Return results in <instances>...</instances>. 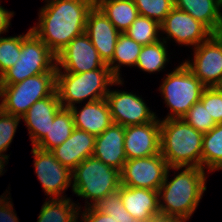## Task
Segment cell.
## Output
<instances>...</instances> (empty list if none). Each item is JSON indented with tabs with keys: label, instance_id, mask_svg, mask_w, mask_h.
Instances as JSON below:
<instances>
[{
	"label": "cell",
	"instance_id": "obj_1",
	"mask_svg": "<svg viewBox=\"0 0 222 222\" xmlns=\"http://www.w3.org/2000/svg\"><path fill=\"white\" fill-rule=\"evenodd\" d=\"M40 9L37 26L31 30L57 55L68 43L85 32L95 0H47Z\"/></svg>",
	"mask_w": 222,
	"mask_h": 222
},
{
	"label": "cell",
	"instance_id": "obj_2",
	"mask_svg": "<svg viewBox=\"0 0 222 222\" xmlns=\"http://www.w3.org/2000/svg\"><path fill=\"white\" fill-rule=\"evenodd\" d=\"M171 169L176 175L168 181ZM175 170L178 173H175ZM206 178L205 170L200 167H169L165 180L158 190L160 214L190 219L207 190Z\"/></svg>",
	"mask_w": 222,
	"mask_h": 222
},
{
	"label": "cell",
	"instance_id": "obj_3",
	"mask_svg": "<svg viewBox=\"0 0 222 222\" xmlns=\"http://www.w3.org/2000/svg\"><path fill=\"white\" fill-rule=\"evenodd\" d=\"M204 133L182 118L160 119V153L169 167H200Z\"/></svg>",
	"mask_w": 222,
	"mask_h": 222
},
{
	"label": "cell",
	"instance_id": "obj_4",
	"mask_svg": "<svg viewBox=\"0 0 222 222\" xmlns=\"http://www.w3.org/2000/svg\"><path fill=\"white\" fill-rule=\"evenodd\" d=\"M122 85L107 64L83 73L56 72V91L63 108H71L81 102H93L103 98L109 92L110 85ZM109 86V87H108Z\"/></svg>",
	"mask_w": 222,
	"mask_h": 222
},
{
	"label": "cell",
	"instance_id": "obj_5",
	"mask_svg": "<svg viewBox=\"0 0 222 222\" xmlns=\"http://www.w3.org/2000/svg\"><path fill=\"white\" fill-rule=\"evenodd\" d=\"M120 185V171L94 156L86 158L72 170V191L87 200L85 208L95 206L103 197L118 191Z\"/></svg>",
	"mask_w": 222,
	"mask_h": 222
},
{
	"label": "cell",
	"instance_id": "obj_6",
	"mask_svg": "<svg viewBox=\"0 0 222 222\" xmlns=\"http://www.w3.org/2000/svg\"><path fill=\"white\" fill-rule=\"evenodd\" d=\"M19 60L0 77V85H11L42 73L57 72V57L31 31L21 43Z\"/></svg>",
	"mask_w": 222,
	"mask_h": 222
},
{
	"label": "cell",
	"instance_id": "obj_7",
	"mask_svg": "<svg viewBox=\"0 0 222 222\" xmlns=\"http://www.w3.org/2000/svg\"><path fill=\"white\" fill-rule=\"evenodd\" d=\"M205 86L181 63L173 71L166 74L159 91L170 108V113L164 119L182 118L188 110L200 101Z\"/></svg>",
	"mask_w": 222,
	"mask_h": 222
},
{
	"label": "cell",
	"instance_id": "obj_8",
	"mask_svg": "<svg viewBox=\"0 0 222 222\" xmlns=\"http://www.w3.org/2000/svg\"><path fill=\"white\" fill-rule=\"evenodd\" d=\"M56 91V73H42L22 82L0 85V108L22 118L33 103Z\"/></svg>",
	"mask_w": 222,
	"mask_h": 222
},
{
	"label": "cell",
	"instance_id": "obj_9",
	"mask_svg": "<svg viewBox=\"0 0 222 222\" xmlns=\"http://www.w3.org/2000/svg\"><path fill=\"white\" fill-rule=\"evenodd\" d=\"M193 61L183 63L205 87H222V37L212 34L193 48Z\"/></svg>",
	"mask_w": 222,
	"mask_h": 222
},
{
	"label": "cell",
	"instance_id": "obj_10",
	"mask_svg": "<svg viewBox=\"0 0 222 222\" xmlns=\"http://www.w3.org/2000/svg\"><path fill=\"white\" fill-rule=\"evenodd\" d=\"M169 166L162 154L126 160L120 172L121 185L158 191Z\"/></svg>",
	"mask_w": 222,
	"mask_h": 222
},
{
	"label": "cell",
	"instance_id": "obj_11",
	"mask_svg": "<svg viewBox=\"0 0 222 222\" xmlns=\"http://www.w3.org/2000/svg\"><path fill=\"white\" fill-rule=\"evenodd\" d=\"M31 152L34 156L35 173L45 195L49 199L67 198L63 193L72 186V171L62 165L51 151L33 146Z\"/></svg>",
	"mask_w": 222,
	"mask_h": 222
},
{
	"label": "cell",
	"instance_id": "obj_12",
	"mask_svg": "<svg viewBox=\"0 0 222 222\" xmlns=\"http://www.w3.org/2000/svg\"><path fill=\"white\" fill-rule=\"evenodd\" d=\"M113 123L133 126L155 121L156 112L150 110L141 96L133 92L109 90L106 95Z\"/></svg>",
	"mask_w": 222,
	"mask_h": 222
},
{
	"label": "cell",
	"instance_id": "obj_13",
	"mask_svg": "<svg viewBox=\"0 0 222 222\" xmlns=\"http://www.w3.org/2000/svg\"><path fill=\"white\" fill-rule=\"evenodd\" d=\"M56 57L57 72L79 74L100 69L106 65L85 32L72 39Z\"/></svg>",
	"mask_w": 222,
	"mask_h": 222
},
{
	"label": "cell",
	"instance_id": "obj_14",
	"mask_svg": "<svg viewBox=\"0 0 222 222\" xmlns=\"http://www.w3.org/2000/svg\"><path fill=\"white\" fill-rule=\"evenodd\" d=\"M161 33L166 43L174 39L175 43L185 46L197 47L200 43L207 40L213 33L200 21L194 19L190 14L176 8L160 23Z\"/></svg>",
	"mask_w": 222,
	"mask_h": 222
},
{
	"label": "cell",
	"instance_id": "obj_15",
	"mask_svg": "<svg viewBox=\"0 0 222 222\" xmlns=\"http://www.w3.org/2000/svg\"><path fill=\"white\" fill-rule=\"evenodd\" d=\"M124 148L127 160L160 153V120L125 127Z\"/></svg>",
	"mask_w": 222,
	"mask_h": 222
},
{
	"label": "cell",
	"instance_id": "obj_16",
	"mask_svg": "<svg viewBox=\"0 0 222 222\" xmlns=\"http://www.w3.org/2000/svg\"><path fill=\"white\" fill-rule=\"evenodd\" d=\"M85 33L107 64L112 59L120 32L96 5L88 13Z\"/></svg>",
	"mask_w": 222,
	"mask_h": 222
},
{
	"label": "cell",
	"instance_id": "obj_17",
	"mask_svg": "<svg viewBox=\"0 0 222 222\" xmlns=\"http://www.w3.org/2000/svg\"><path fill=\"white\" fill-rule=\"evenodd\" d=\"M62 108L57 91L33 103L22 117L32 142L36 146L47 134L56 113Z\"/></svg>",
	"mask_w": 222,
	"mask_h": 222
},
{
	"label": "cell",
	"instance_id": "obj_18",
	"mask_svg": "<svg viewBox=\"0 0 222 222\" xmlns=\"http://www.w3.org/2000/svg\"><path fill=\"white\" fill-rule=\"evenodd\" d=\"M124 139L125 127L112 123L102 134L96 136L92 156L121 172L127 160Z\"/></svg>",
	"mask_w": 222,
	"mask_h": 222
},
{
	"label": "cell",
	"instance_id": "obj_19",
	"mask_svg": "<svg viewBox=\"0 0 222 222\" xmlns=\"http://www.w3.org/2000/svg\"><path fill=\"white\" fill-rule=\"evenodd\" d=\"M96 136L75 128L72 134L59 146L51 150L55 158L71 171L92 156Z\"/></svg>",
	"mask_w": 222,
	"mask_h": 222
},
{
	"label": "cell",
	"instance_id": "obj_20",
	"mask_svg": "<svg viewBox=\"0 0 222 222\" xmlns=\"http://www.w3.org/2000/svg\"><path fill=\"white\" fill-rule=\"evenodd\" d=\"M121 201L126 211L137 220L147 222L160 215L158 191L120 185Z\"/></svg>",
	"mask_w": 222,
	"mask_h": 222
},
{
	"label": "cell",
	"instance_id": "obj_21",
	"mask_svg": "<svg viewBox=\"0 0 222 222\" xmlns=\"http://www.w3.org/2000/svg\"><path fill=\"white\" fill-rule=\"evenodd\" d=\"M84 104L80 111L76 105L69 108L73 115L75 128L94 136L102 134L113 123L106 99Z\"/></svg>",
	"mask_w": 222,
	"mask_h": 222
},
{
	"label": "cell",
	"instance_id": "obj_22",
	"mask_svg": "<svg viewBox=\"0 0 222 222\" xmlns=\"http://www.w3.org/2000/svg\"><path fill=\"white\" fill-rule=\"evenodd\" d=\"M81 213L80 222H141L126 211L119 191L103 197L95 206L85 208Z\"/></svg>",
	"mask_w": 222,
	"mask_h": 222
},
{
	"label": "cell",
	"instance_id": "obj_23",
	"mask_svg": "<svg viewBox=\"0 0 222 222\" xmlns=\"http://www.w3.org/2000/svg\"><path fill=\"white\" fill-rule=\"evenodd\" d=\"M174 6L200 21L213 34L222 30V0H174Z\"/></svg>",
	"mask_w": 222,
	"mask_h": 222
},
{
	"label": "cell",
	"instance_id": "obj_24",
	"mask_svg": "<svg viewBox=\"0 0 222 222\" xmlns=\"http://www.w3.org/2000/svg\"><path fill=\"white\" fill-rule=\"evenodd\" d=\"M95 5L120 33H125L139 15L133 0H95Z\"/></svg>",
	"mask_w": 222,
	"mask_h": 222
},
{
	"label": "cell",
	"instance_id": "obj_25",
	"mask_svg": "<svg viewBox=\"0 0 222 222\" xmlns=\"http://www.w3.org/2000/svg\"><path fill=\"white\" fill-rule=\"evenodd\" d=\"M75 129L72 112L69 108H61L55 115L53 123L45 137L36 145V147L51 151L61 145Z\"/></svg>",
	"mask_w": 222,
	"mask_h": 222
},
{
	"label": "cell",
	"instance_id": "obj_26",
	"mask_svg": "<svg viewBox=\"0 0 222 222\" xmlns=\"http://www.w3.org/2000/svg\"><path fill=\"white\" fill-rule=\"evenodd\" d=\"M80 208L79 203L75 204L69 197L48 199L42 205L37 222H79Z\"/></svg>",
	"mask_w": 222,
	"mask_h": 222
},
{
	"label": "cell",
	"instance_id": "obj_27",
	"mask_svg": "<svg viewBox=\"0 0 222 222\" xmlns=\"http://www.w3.org/2000/svg\"><path fill=\"white\" fill-rule=\"evenodd\" d=\"M141 48V44L134 41L125 33H120L112 59L107 63V66L117 79H122L120 75L122 65L135 67Z\"/></svg>",
	"mask_w": 222,
	"mask_h": 222
},
{
	"label": "cell",
	"instance_id": "obj_28",
	"mask_svg": "<svg viewBox=\"0 0 222 222\" xmlns=\"http://www.w3.org/2000/svg\"><path fill=\"white\" fill-rule=\"evenodd\" d=\"M201 168L208 172L222 170V124L204 133L202 143Z\"/></svg>",
	"mask_w": 222,
	"mask_h": 222
},
{
	"label": "cell",
	"instance_id": "obj_29",
	"mask_svg": "<svg viewBox=\"0 0 222 222\" xmlns=\"http://www.w3.org/2000/svg\"><path fill=\"white\" fill-rule=\"evenodd\" d=\"M167 47V43L163 39L142 46L135 66L148 73L162 71L170 59L167 58Z\"/></svg>",
	"mask_w": 222,
	"mask_h": 222
},
{
	"label": "cell",
	"instance_id": "obj_30",
	"mask_svg": "<svg viewBox=\"0 0 222 222\" xmlns=\"http://www.w3.org/2000/svg\"><path fill=\"white\" fill-rule=\"evenodd\" d=\"M160 23L154 19L138 15L125 34L142 46L161 40Z\"/></svg>",
	"mask_w": 222,
	"mask_h": 222
},
{
	"label": "cell",
	"instance_id": "obj_31",
	"mask_svg": "<svg viewBox=\"0 0 222 222\" xmlns=\"http://www.w3.org/2000/svg\"><path fill=\"white\" fill-rule=\"evenodd\" d=\"M18 36L0 37V77L19 60L22 40L31 32Z\"/></svg>",
	"mask_w": 222,
	"mask_h": 222
},
{
	"label": "cell",
	"instance_id": "obj_32",
	"mask_svg": "<svg viewBox=\"0 0 222 222\" xmlns=\"http://www.w3.org/2000/svg\"><path fill=\"white\" fill-rule=\"evenodd\" d=\"M141 16L161 23L174 7V0H133Z\"/></svg>",
	"mask_w": 222,
	"mask_h": 222
},
{
	"label": "cell",
	"instance_id": "obj_33",
	"mask_svg": "<svg viewBox=\"0 0 222 222\" xmlns=\"http://www.w3.org/2000/svg\"><path fill=\"white\" fill-rule=\"evenodd\" d=\"M22 118L4 112L0 108V159L7 162L8 155L4 154L15 136L17 126Z\"/></svg>",
	"mask_w": 222,
	"mask_h": 222
},
{
	"label": "cell",
	"instance_id": "obj_34",
	"mask_svg": "<svg viewBox=\"0 0 222 222\" xmlns=\"http://www.w3.org/2000/svg\"><path fill=\"white\" fill-rule=\"evenodd\" d=\"M182 119L202 133L209 132L216 125L212 116L209 115L207 109H205L204 105L200 101L195 103L182 117Z\"/></svg>",
	"mask_w": 222,
	"mask_h": 222
},
{
	"label": "cell",
	"instance_id": "obj_35",
	"mask_svg": "<svg viewBox=\"0 0 222 222\" xmlns=\"http://www.w3.org/2000/svg\"><path fill=\"white\" fill-rule=\"evenodd\" d=\"M200 102L216 124H222V87H205Z\"/></svg>",
	"mask_w": 222,
	"mask_h": 222
},
{
	"label": "cell",
	"instance_id": "obj_36",
	"mask_svg": "<svg viewBox=\"0 0 222 222\" xmlns=\"http://www.w3.org/2000/svg\"><path fill=\"white\" fill-rule=\"evenodd\" d=\"M5 193L0 196V222H19L11 198Z\"/></svg>",
	"mask_w": 222,
	"mask_h": 222
},
{
	"label": "cell",
	"instance_id": "obj_37",
	"mask_svg": "<svg viewBox=\"0 0 222 222\" xmlns=\"http://www.w3.org/2000/svg\"><path fill=\"white\" fill-rule=\"evenodd\" d=\"M14 16V12L6 10L3 6H1L0 2V36L5 32H8V27H10L11 18Z\"/></svg>",
	"mask_w": 222,
	"mask_h": 222
},
{
	"label": "cell",
	"instance_id": "obj_38",
	"mask_svg": "<svg viewBox=\"0 0 222 222\" xmlns=\"http://www.w3.org/2000/svg\"><path fill=\"white\" fill-rule=\"evenodd\" d=\"M187 219L178 217V216H164V215H157L150 219L147 222H186Z\"/></svg>",
	"mask_w": 222,
	"mask_h": 222
},
{
	"label": "cell",
	"instance_id": "obj_39",
	"mask_svg": "<svg viewBox=\"0 0 222 222\" xmlns=\"http://www.w3.org/2000/svg\"><path fill=\"white\" fill-rule=\"evenodd\" d=\"M8 164V162L6 163L5 161H3L2 159H0V176L2 174H4L3 170L5 171L4 167H5V164ZM3 172V173H2Z\"/></svg>",
	"mask_w": 222,
	"mask_h": 222
},
{
	"label": "cell",
	"instance_id": "obj_40",
	"mask_svg": "<svg viewBox=\"0 0 222 222\" xmlns=\"http://www.w3.org/2000/svg\"><path fill=\"white\" fill-rule=\"evenodd\" d=\"M218 34L222 37V30Z\"/></svg>",
	"mask_w": 222,
	"mask_h": 222
}]
</instances>
